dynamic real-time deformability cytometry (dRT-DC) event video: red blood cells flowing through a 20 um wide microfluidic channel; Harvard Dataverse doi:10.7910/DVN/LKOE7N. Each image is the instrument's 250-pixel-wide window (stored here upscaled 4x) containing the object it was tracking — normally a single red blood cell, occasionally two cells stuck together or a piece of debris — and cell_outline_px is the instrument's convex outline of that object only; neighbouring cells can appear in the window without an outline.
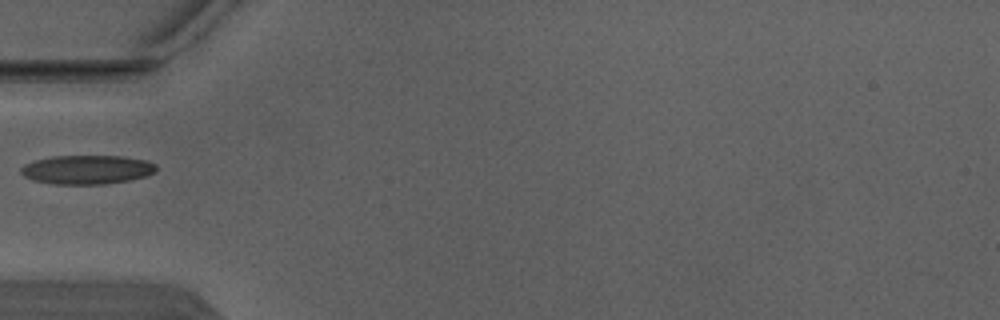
{"species": "Egyptian fruit bat (a non-hibernating species)", "species_latin": "Rousettus aegyptiacus", "temperature_condition": "warm", "stored_images_in_passage": 3, "camera_frame_rate_fps": 3000, "um_per_image_px": 0.085, "animal": {"sex": "male"}, "frame": {"image": 1, "passage_image": 3, "time_ms": 0.667, "image_size_px": [1000, 320], "cell_outline_px": [[156, 172], [148, 176], [128, 180], [104, 184], [56, 184], [36, 180], [24, 176], [20, 172], [20, 168], [24, 164], [36, 160], [52, 156], [124, 156], [148, 160], [156, 164]], "centroid_in_image_um": [7.44, 14.41], "position_along_channel_um": 77.6, "area_um2": 22.89}}